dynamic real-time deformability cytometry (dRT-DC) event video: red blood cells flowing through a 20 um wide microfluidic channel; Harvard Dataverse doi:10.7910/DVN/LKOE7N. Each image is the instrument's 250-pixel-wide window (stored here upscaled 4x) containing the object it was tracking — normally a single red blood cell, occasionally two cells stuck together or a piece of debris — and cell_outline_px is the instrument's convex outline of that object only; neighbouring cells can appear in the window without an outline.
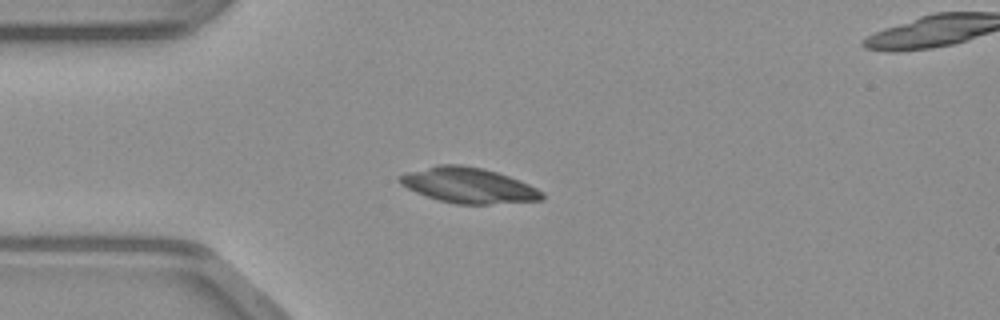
{"species": "common noctule bat (a hibernating species)", "species_latin": "Nyctalus noctula", "temperature_condition": "warm", "stored_images_in_passage": 38, "camera_frame_rate_fps": 3000, "um_per_image_px": 0.085, "animal": {"sex": "male", "body_mass_g": 23.1, "forearm_length_mm": 52.7}, "frame": {"image": 1, "passage_image": 1, "time_ms": 0.0, "image_size_px": [1000, 320], "cell_outline_px": [[544, 200], [488, 204], [456, 204], [440, 200], [416, 192], [400, 184], [396, 180], [396, 176], [404, 172], [436, 164], [460, 164], [484, 168], [520, 180], [544, 192]], "centroid_in_image_um": [39.78, 15.74], "position_along_channel_um": 45.2, "area_um2": 29.59}}
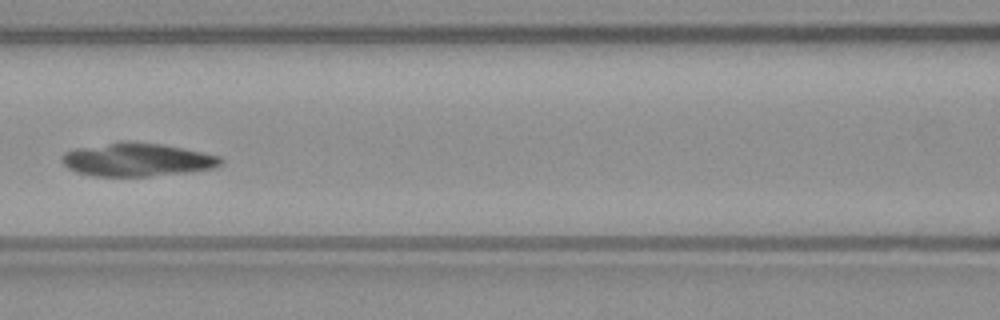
{"frame": {"image": 2, "passage_image": 10, "time_ms": 3.0, "image_size_px": [1000, 320], "cell_outline_px": [[224, 160], [216, 168], [188, 172], [148, 176], [96, 176], [76, 172], [68, 168], [60, 160], [60, 156], [64, 152], [76, 148], [120, 140], [128, 140], [164, 144], [220, 156]], "centroid_in_image_um": [11.63, 13.55], "position_along_channel_um": 155.0, "area_um2": 31.21}}
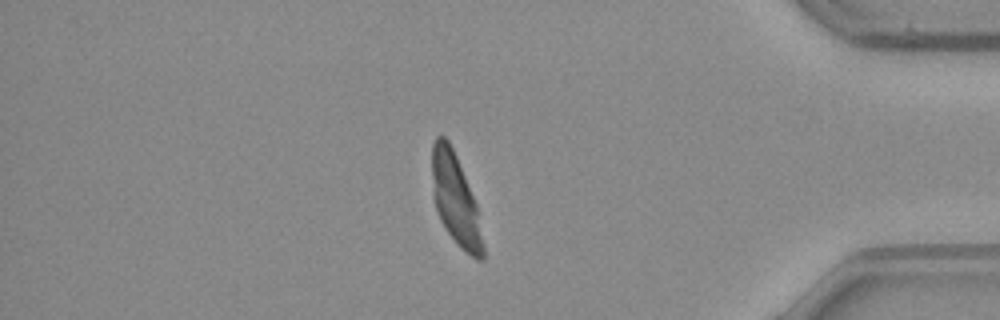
{"frame": {"image": 3, "passage_image": 30, "time_ms": 9.667, "image_size_px": [1000, 320], "cell_outline_px": [[484, 260], [476, 260], [460, 248], [456, 244], [440, 220], [432, 196], [432, 144], [436, 136], [444, 136], [448, 140], [456, 156], [476, 204], [484, 244]], "centroid_in_image_um": [38.71, 17.0], "position_along_channel_um": 396.5, "area_um2": 26.93}}